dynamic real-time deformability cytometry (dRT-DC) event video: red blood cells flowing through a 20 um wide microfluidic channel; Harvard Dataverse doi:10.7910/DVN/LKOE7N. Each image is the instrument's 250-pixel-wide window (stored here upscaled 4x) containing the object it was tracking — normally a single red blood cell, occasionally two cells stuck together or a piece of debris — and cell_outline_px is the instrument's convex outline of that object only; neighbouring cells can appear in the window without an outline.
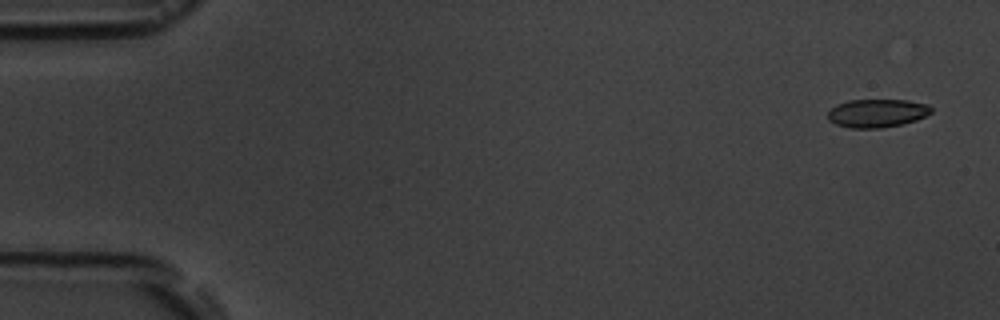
{"species": "common noctule bat (a hibernating species)", "species_latin": "Nyctalus noctula", "temperature_condition": "room temperature", "stored_images_in_passage": 5, "camera_frame_rate_fps": 3000, "um_per_image_px": 0.085, "animal": {"sex": "male", "body_mass_g": 19.5, "forearm_length_mm": 54.6}, "frame": {"image": 1, "passage_image": 1, "time_ms": 0.0, "image_size_px": [1000, 320], "cell_outline_px": [[932, 112], [916, 120], [900, 124], [880, 128], [848, 128], [836, 124], [828, 120], [828, 112], [836, 104], [848, 100], [908, 100], [928, 104], [932, 108]], "centroid_in_image_um": [74.53, 9.61], "position_along_channel_um": 10.5, "area_um2": 17.05}}
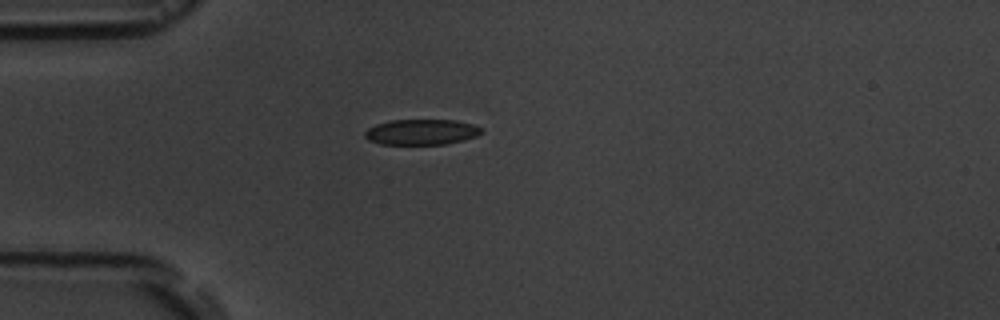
{"frame": {"image": 2, "passage_image": 5, "time_ms": 4.333, "image_size_px": [1000, 320], "cell_outline_px": [[484, 132], [476, 136], [464, 140], [444, 144], [380, 144], [368, 140], [364, 136], [364, 132], [368, 128], [376, 124], [388, 120], [456, 120], [472, 124], [484, 128]], "centroid_in_image_um": [35.83, 11.21], "position_along_channel_um": 49.2, "area_um2": 17.51}}